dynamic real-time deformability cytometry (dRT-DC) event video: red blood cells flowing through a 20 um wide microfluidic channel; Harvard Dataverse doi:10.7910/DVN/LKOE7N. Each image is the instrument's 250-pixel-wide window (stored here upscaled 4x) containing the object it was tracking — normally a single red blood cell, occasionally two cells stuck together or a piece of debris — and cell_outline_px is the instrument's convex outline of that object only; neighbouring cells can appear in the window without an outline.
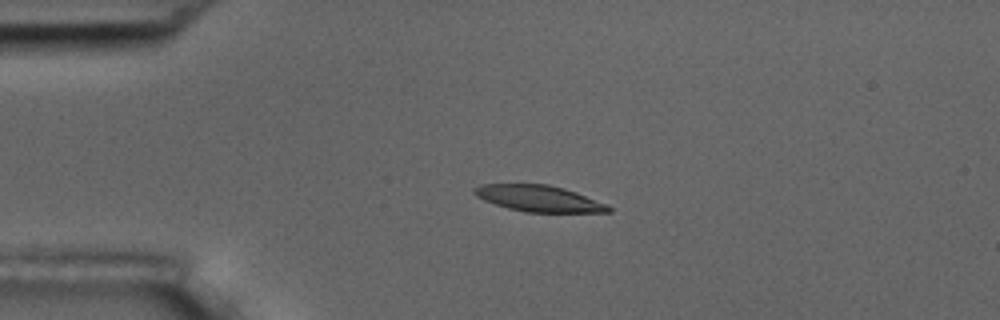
{"species": "common noctule bat (a hibernating species)", "species_latin": "Nyctalus noctula", "temperature_condition": "room temperature", "stored_images_in_passage": 15, "camera_frame_rate_fps": 3000, "um_per_image_px": 0.085, "animal": {"sex": "male", "body_mass_g": 17.5, "forearm_length_mm": 52.3}, "frame": {"image": 1, "passage_image": 3, "time_ms": 0.667, "image_size_px": [1000, 320], "cell_outline_px": [[612, 212], [524, 212], [508, 208], [484, 200], [476, 196], [472, 192], [472, 188], [480, 184], [548, 184], [564, 188], [576, 192], [608, 204], [612, 208]], "centroid_in_image_um": [45.8, 16.87], "position_along_channel_um": 39.2, "area_um2": 20.63}}